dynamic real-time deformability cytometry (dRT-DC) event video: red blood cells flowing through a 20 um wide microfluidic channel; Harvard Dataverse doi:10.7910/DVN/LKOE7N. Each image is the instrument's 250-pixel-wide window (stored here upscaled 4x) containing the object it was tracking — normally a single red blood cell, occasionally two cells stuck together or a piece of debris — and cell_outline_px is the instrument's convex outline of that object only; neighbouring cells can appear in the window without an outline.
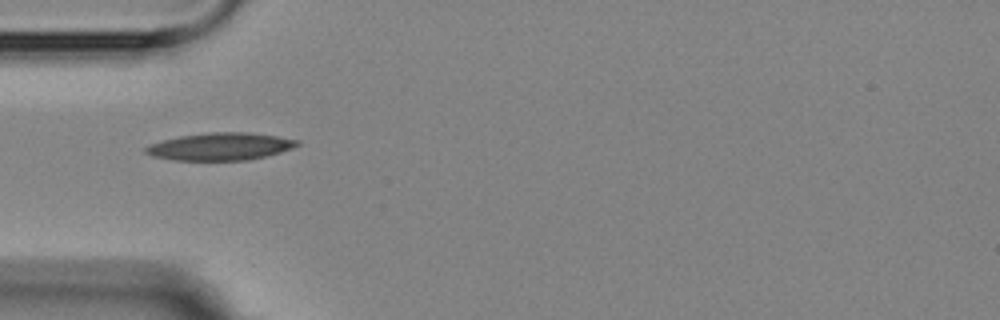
{"species": "Egyptian fruit bat (a non-hibernating species)", "species_latin": "Rousettus aegyptiacus", "temperature_condition": "room temperature", "stored_images_in_passage": 6, "camera_frame_rate_fps": 3000, "um_per_image_px": 0.085, "animal": {"sex": "female"}, "frame": {"image": 1, "passage_image": 4, "time_ms": 4.333, "image_size_px": [1000, 320], "cell_outline_px": [[300, 144], [292, 148], [280, 152], [248, 160], [172, 160], [152, 156], [144, 152], [144, 148], [160, 140], [180, 136], [208, 132], [248, 132], [276, 136], [300, 140]], "centroid_in_image_um": [18.71, 12.45], "position_along_channel_um": 66.3, "area_um2": 24.22}}
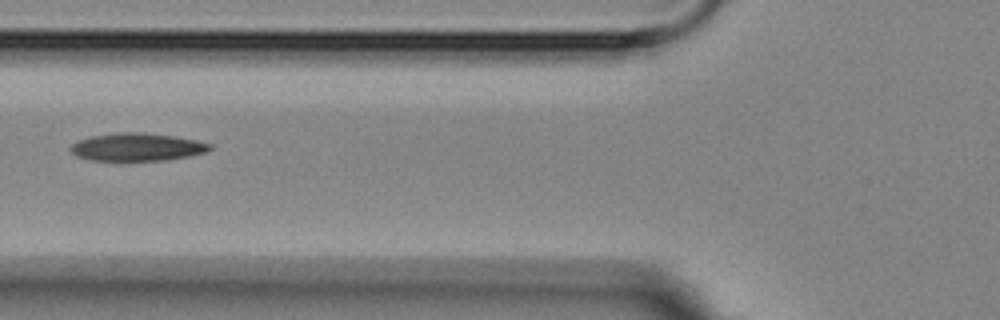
{"frame": {"image": 2, "passage_image": 5, "time_ms": 5.667, "image_size_px": [1000, 320], "cell_outline_px": [[212, 148], [208, 152], [168, 160], [92, 160], [76, 156], [68, 148], [76, 140], [92, 136], [120, 132], [144, 132], [172, 136], [196, 140], [212, 144]], "centroid_in_image_um": [11.65, 12.49], "position_along_channel_um": 114.2, "area_um2": 22.6}}
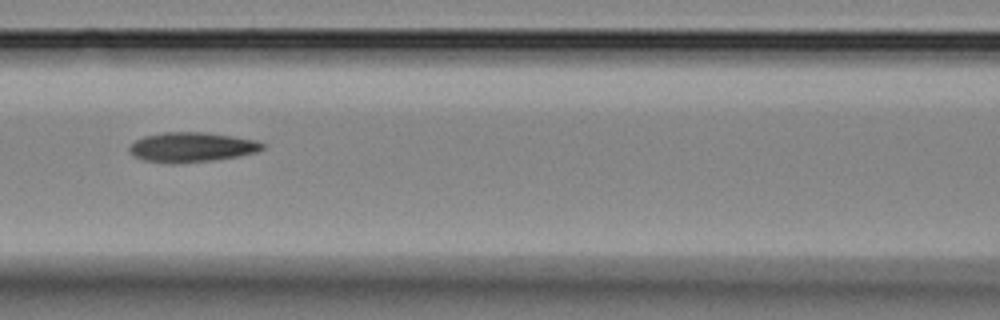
{"frame": {"image": 3, "passage_image": 6, "time_ms": 6.667, "image_size_px": [1000, 320], "cell_outline_px": [[264, 148], [256, 152], [236, 156], [212, 160], [180, 164], [172, 164], [144, 160], [132, 156], [128, 152], [128, 148], [136, 140], [144, 136], [164, 132], [204, 132], [232, 136], [256, 140], [264, 144]], "centroid_in_image_um": [16.24, 12.51], "position_along_channel_um": 150.4, "area_um2": 23.12}}